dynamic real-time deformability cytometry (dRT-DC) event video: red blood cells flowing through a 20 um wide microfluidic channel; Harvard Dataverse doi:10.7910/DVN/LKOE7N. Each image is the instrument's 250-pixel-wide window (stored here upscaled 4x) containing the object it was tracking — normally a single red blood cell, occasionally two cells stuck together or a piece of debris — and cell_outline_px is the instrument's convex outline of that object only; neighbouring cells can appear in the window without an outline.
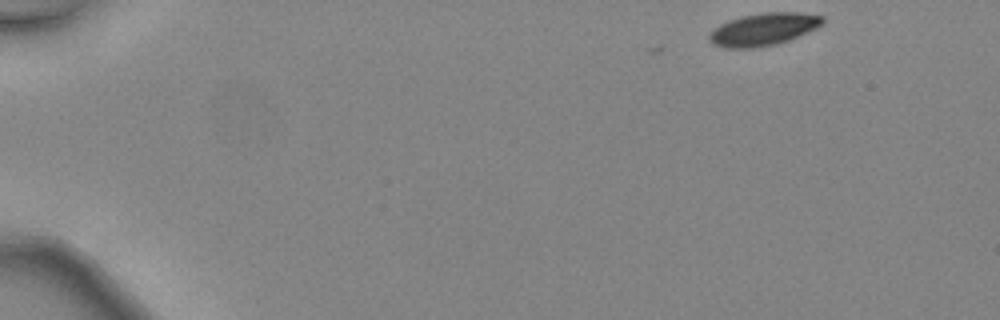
{"species": "common noctule bat (a hibernating species)", "species_latin": "Nyctalus noctula", "temperature_condition": "warm", "stored_images_in_passage": 7, "camera_frame_rate_fps": 3000, "um_per_image_px": 0.085, "animal": {"sex": "female", "body_mass_g": 24.6, "forearm_length_mm": 56.2}, "frame": {"image": 1, "passage_image": 1, "time_ms": 0.0, "image_size_px": [1000, 320], "cell_outline_px": [[824, 24], [816, 28], [788, 40], [776, 44], [756, 48], [724, 48], [712, 44], [708, 40], [708, 36], [720, 24], [728, 20], [744, 16], [764, 12], [796, 12], [824, 16]], "centroid_in_image_um": [64.89, 2.49], "position_along_channel_um": 20.1, "area_um2": 21.39}}